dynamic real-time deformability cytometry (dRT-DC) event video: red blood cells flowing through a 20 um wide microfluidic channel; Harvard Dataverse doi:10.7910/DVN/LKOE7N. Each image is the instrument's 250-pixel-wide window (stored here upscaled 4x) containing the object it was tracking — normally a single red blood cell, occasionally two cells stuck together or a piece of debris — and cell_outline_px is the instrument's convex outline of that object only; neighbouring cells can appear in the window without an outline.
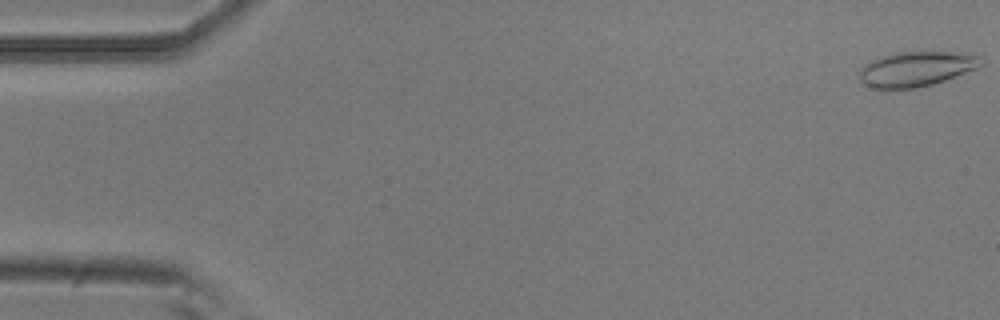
{"species": "common noctule bat (a hibernating species)", "species_latin": "Nyctalus noctula", "temperature_condition": "room temperature", "stored_images_in_passage": 54, "camera_frame_rate_fps": 3000, "um_per_image_px": 0.085, "animal": {"sex": "male", "body_mass_g": 20.5, "forearm_length_mm": 52.5}, "frame": {"image": 1, "passage_image": 1, "time_ms": 0.0, "image_size_px": [1000, 320], "cell_outline_px": [[984, 64], [976, 68], [944, 80], [932, 84], [916, 88], [872, 88], [864, 84], [860, 80], [860, 68], [864, 64], [876, 56], [896, 52], [920, 48], [932, 48], [968, 52], [980, 56], [984, 60]], "centroid_in_image_um": [77.93, 5.76], "position_along_channel_um": 7.1, "area_um2": 26.18}}
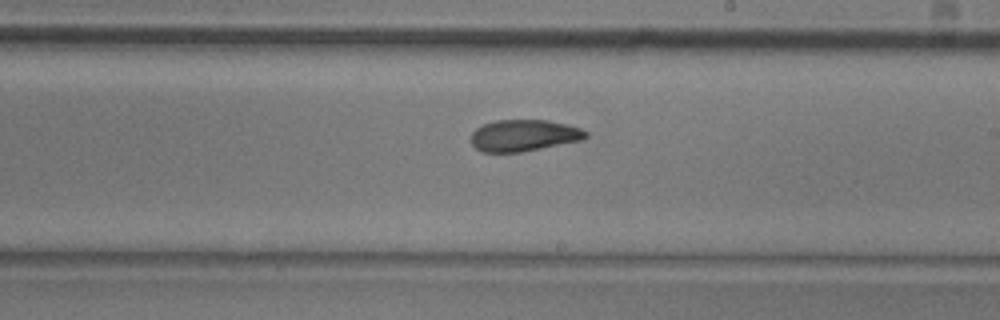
{"frame": {"image": 2, "passage_image": 31, "time_ms": 10.0, "image_size_px": [1000, 320], "cell_outline_px": [[588, 136], [584, 140], [524, 152], [484, 152], [476, 148], [472, 144], [472, 132], [476, 128], [484, 124], [496, 120], [548, 120], [568, 124], [580, 128], [588, 132]], "centroid_in_image_um": [44.58, 11.51], "position_along_channel_um": 244.4, "area_um2": 21.33}}
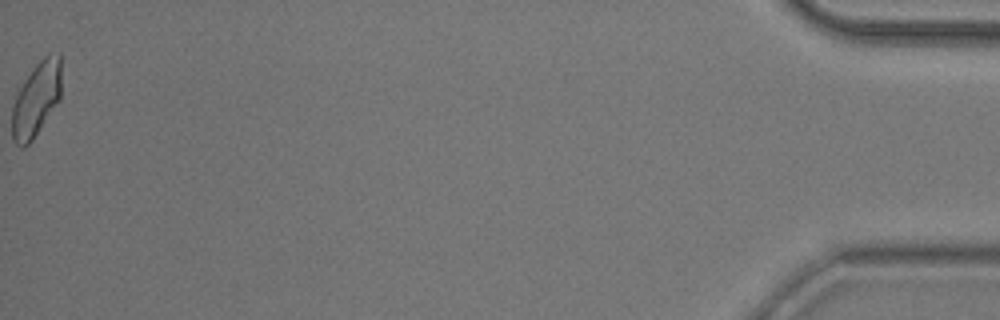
{"frame": {"image": 3, "passage_image": 54, "time_ms": 17.667, "image_size_px": [1000, 320], "cell_outline_px": [[60, 100], [32, 140], [24, 148], [20, 148], [12, 140], [12, 108], [16, 96], [24, 80], [36, 64], [48, 52], [60, 52]], "centroid_in_image_um": [3.09, 8.43], "position_along_channel_um": 432.1, "area_um2": 21.39}, "authors_computed_cell_mechanics": {"area_um2": 21.7328, "velocity_mm_per_s": 3.7731, "shape_relaxation_time_tau1_ms": 6.1831, "shape_relaxation_time_tau2_ms": 1.8931, "deformation_change_tau1": 0.1391, "deformation_change_tau2": 0.0752}}